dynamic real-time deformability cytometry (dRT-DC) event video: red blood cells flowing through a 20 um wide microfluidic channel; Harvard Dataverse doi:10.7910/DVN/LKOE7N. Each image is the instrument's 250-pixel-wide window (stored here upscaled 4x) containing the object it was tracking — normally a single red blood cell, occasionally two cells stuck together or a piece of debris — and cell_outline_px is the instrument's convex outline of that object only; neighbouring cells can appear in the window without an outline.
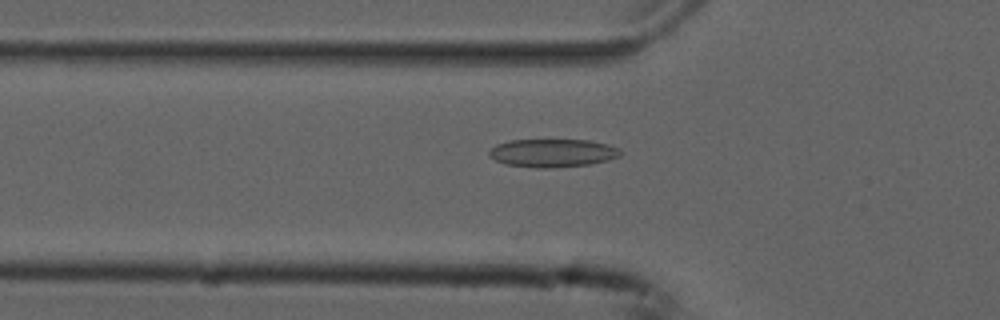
{"species": "common noctule bat (a hibernating species)", "species_latin": "Nyctalus noctula", "temperature_condition": "cold", "stored_images_in_passage": 16, "camera_frame_rate_fps": 3000, "um_per_image_px": 0.085, "animal": {"sex": "male", "forearm_length_mm": 52.5}, "frame": {"image": 1, "passage_image": 9, "time_ms": 2.667, "image_size_px": [1000, 320], "cell_outline_px": [[624, 152], [620, 156], [608, 160], [588, 164], [552, 168], [536, 168], [504, 164], [488, 156], [488, 152], [496, 144], [508, 140], [588, 140], [608, 144], [620, 148]], "centroid_in_image_um": [46.98, 13.0], "position_along_channel_um": 78.8, "area_um2": 21.73}}
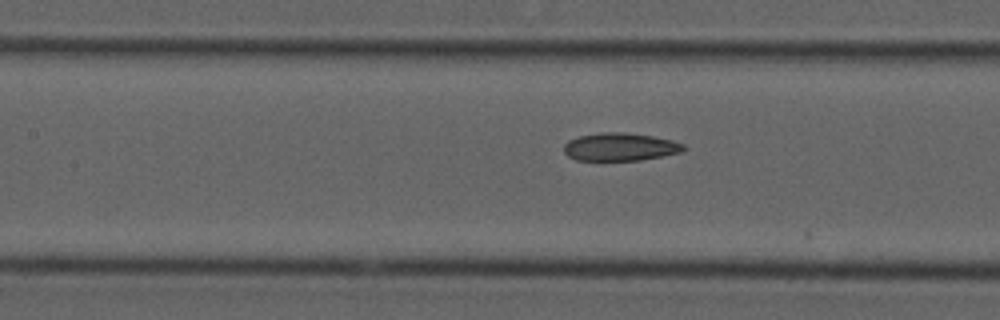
{"frame": {"image": 2, "passage_image": 15, "time_ms": 4.667, "image_size_px": [1000, 320], "cell_outline_px": [[688, 148], [684, 152], [640, 160], [576, 160], [568, 156], [564, 152], [564, 144], [568, 140], [580, 136], [600, 132], [624, 132], [652, 136], [672, 140], [684, 144]], "centroid_in_image_um": [52.74, 12.48], "position_along_channel_um": 154.7, "area_um2": 19.59}}